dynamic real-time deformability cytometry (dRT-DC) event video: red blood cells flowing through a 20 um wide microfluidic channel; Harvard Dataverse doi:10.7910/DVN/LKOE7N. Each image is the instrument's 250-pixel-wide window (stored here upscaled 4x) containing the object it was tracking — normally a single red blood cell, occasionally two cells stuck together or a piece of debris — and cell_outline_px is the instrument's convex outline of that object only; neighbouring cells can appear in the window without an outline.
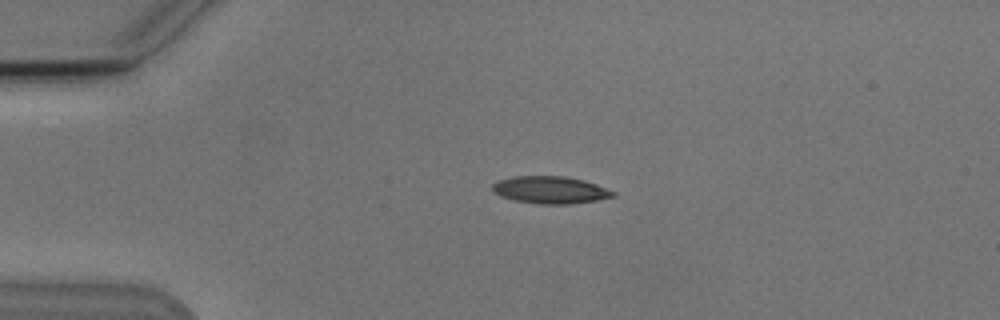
{"species": "Egyptian fruit bat (a non-hibernating species)", "species_latin": "Rousettus aegyptiacus", "temperature_condition": "cold", "stored_images_in_passage": 3, "camera_frame_rate_fps": 3000, "um_per_image_px": 0.085, "animal": {"sex": "male"}, "frame": {"image": 1, "passage_image": 2, "time_ms": 1.0, "image_size_px": [1000, 320], "cell_outline_px": [[616, 196], [596, 200], [568, 204], [540, 204], [516, 200], [500, 196], [492, 192], [492, 184], [500, 180], [512, 176], [564, 176], [584, 180], [596, 184], [616, 192]], "centroid_in_image_um": [46.77, 16.14], "position_along_channel_um": 38.2, "area_um2": 19.13}}